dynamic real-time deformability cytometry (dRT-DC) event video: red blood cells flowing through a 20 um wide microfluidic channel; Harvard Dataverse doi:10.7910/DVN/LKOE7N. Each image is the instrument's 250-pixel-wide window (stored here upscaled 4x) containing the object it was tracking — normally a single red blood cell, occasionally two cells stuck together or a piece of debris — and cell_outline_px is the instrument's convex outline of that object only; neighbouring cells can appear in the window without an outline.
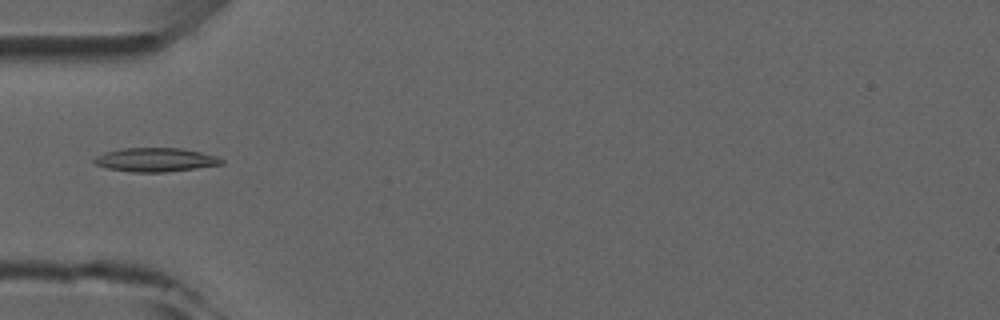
{"species": "common noctule bat (a hibernating species)", "species_latin": "Nyctalus noctula", "temperature_condition": "room temperature", "stored_images_in_passage": 4, "camera_frame_rate_fps": 3000, "um_per_image_px": 0.085, "animal": {"sex": "male", "forearm_length_mm": 52.5}, "frame": {"image": 1, "passage_image": 4, "time_ms": 3.333, "image_size_px": [1000, 320], "cell_outline_px": [[224, 164], [168, 172], [132, 172], [108, 168], [96, 164], [92, 160], [96, 156], [108, 152], [124, 148], [180, 148], [200, 152], [216, 156], [224, 160]], "centroid_in_image_um": [13.25, 13.59], "position_along_channel_um": 71.8, "area_um2": 17.51}}